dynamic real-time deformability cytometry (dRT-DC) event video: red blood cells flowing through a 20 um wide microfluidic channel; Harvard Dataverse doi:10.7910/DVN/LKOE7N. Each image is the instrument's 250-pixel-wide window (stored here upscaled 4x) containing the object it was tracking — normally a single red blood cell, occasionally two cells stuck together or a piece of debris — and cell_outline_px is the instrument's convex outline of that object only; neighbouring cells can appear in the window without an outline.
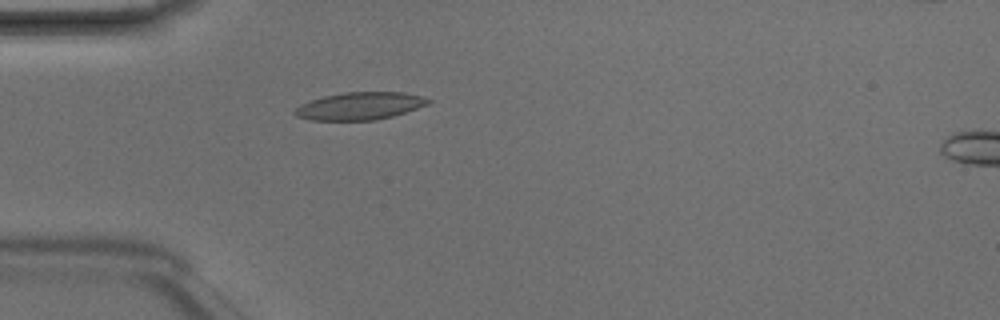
{"species": "Egyptian fruit bat (a non-hibernating species)", "species_latin": "Rousettus aegyptiacus", "temperature_condition": "room temperature", "stored_images_in_passage": 5, "camera_frame_rate_fps": 3000, "um_per_image_px": 0.085, "animal": {"sex": "male"}, "frame": {"image": 1, "passage_image": 4, "time_ms": 1.0, "image_size_px": [1000, 320], "cell_outline_px": [[432, 100], [428, 104], [392, 116], [376, 120], [308, 120], [296, 116], [292, 112], [300, 104], [324, 96], [344, 92], [404, 92], [420, 96]], "centroid_in_image_um": [30.55, 9.01], "position_along_channel_um": 54.5, "area_um2": 21.27}}